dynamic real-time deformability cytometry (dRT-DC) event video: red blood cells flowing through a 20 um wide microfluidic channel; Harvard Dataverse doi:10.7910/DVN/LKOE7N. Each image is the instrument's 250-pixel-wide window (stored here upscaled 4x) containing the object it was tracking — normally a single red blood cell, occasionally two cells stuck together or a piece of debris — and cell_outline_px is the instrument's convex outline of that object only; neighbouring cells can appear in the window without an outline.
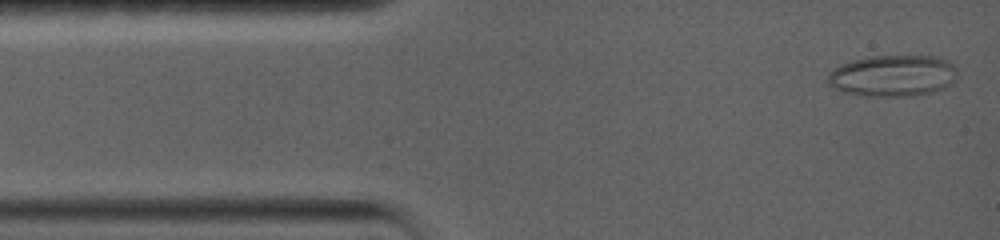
{"species": "common noctule bat (a hibernating species)", "species_latin": "Nyctalus noctula", "temperature_condition": "warm", "stored_images_in_passage": 59, "camera_frame_rate_fps": 5000, "um_per_image_px": 0.085, "animal": {"sex": "female", "body_mass_g": 19.0, "forearm_length_mm": 56.7}, "frame": {"image": 1, "passage_image": 3, "time_ms": 0.2, "image_size_px": [1000, 240], "cell_outline_px": [[956, 72], [952, 84], [944, 88], [932, 92], [912, 96], [864, 96], [844, 92], [832, 88], [824, 80], [828, 72], [832, 68], [840, 64], [852, 60], [868, 56], [936, 56], [948, 60], [956, 68]], "centroid_in_image_um": [75.82, 6.44], "position_along_channel_um": 9.2, "area_um2": 31.79}}
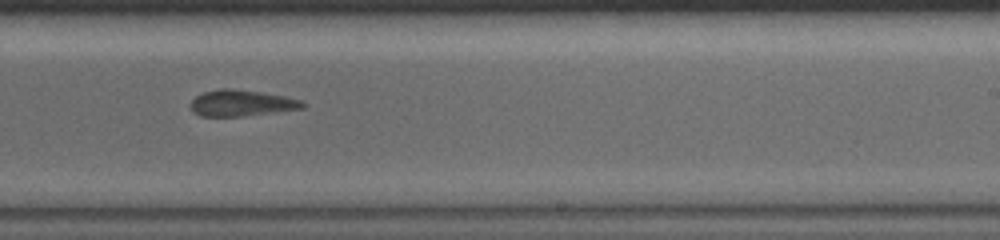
{"frame": {"image": 2, "passage_image": 30, "time_ms": 9.4, "image_size_px": [1000, 240], "cell_outline_px": [[304, 108], [276, 112], [244, 116], [200, 116], [192, 112], [188, 104], [196, 96], [204, 92], [220, 88], [232, 88], [260, 92], [284, 96], [300, 100], [304, 104]], "centroid_in_image_um": [20.47, 8.76], "position_along_channel_um": 268.5, "area_um2": 17.17}}
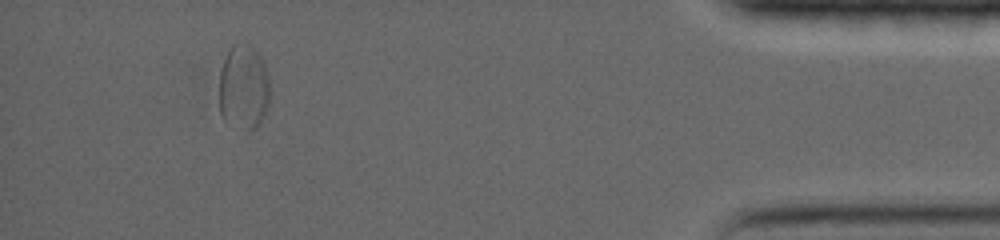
{"frame": {"image": 3, "passage_image": 52, "time_ms": 15.4, "image_size_px": [1000, 240], "cell_outline_px": [[268, 100], [264, 116], [252, 128], [248, 128], [224, 120], [220, 112], [220, 72], [224, 60], [232, 44], [248, 44], [256, 48], [264, 60], [268, 72]], "centroid_in_image_um": [20.71, 7.32], "position_along_channel_um": 414.5, "area_um2": 24.57}, "authors_computed_cell_mechanics": {"area_um2": 18.9584, "velocity_mm_per_s": 3.5738, "shape_relaxation_time_tau1_ms": 8.5984, "shape_relaxation_time_tau2_ms": null, "deformation_change_tau1": 0.1865, "deformation_change_tau2": null}}